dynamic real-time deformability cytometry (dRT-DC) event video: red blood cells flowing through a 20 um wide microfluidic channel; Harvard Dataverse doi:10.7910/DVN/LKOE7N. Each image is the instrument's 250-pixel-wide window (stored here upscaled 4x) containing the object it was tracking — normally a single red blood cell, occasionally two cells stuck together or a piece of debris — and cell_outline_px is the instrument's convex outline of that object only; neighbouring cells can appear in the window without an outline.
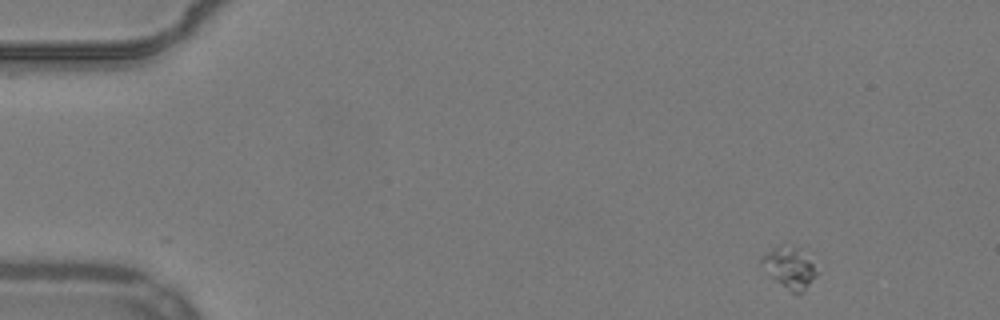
{"species": "common noctule bat (a hibernating species)", "species_latin": "Nyctalus noctula", "temperature_condition": "warm", "stored_images_in_passage": 50, "camera_frame_rate_fps": 3000, "um_per_image_px": 0.085, "animal": {"sex": "male", "body_mass_g": 19.2, "forearm_length_mm": 51.8}, "frame": {"image": 1, "passage_image": 1, "time_ms": 0.0, "image_size_px": [1000, 320], "cell_outline_px": [[820, 272], [804, 292], [792, 292], [776, 280], [760, 264], [760, 256], [772, 248], [780, 244], [796, 248]], "centroid_in_image_um": [67.09, 22.76], "position_along_channel_um": 17.9, "area_um2": 12.83}}
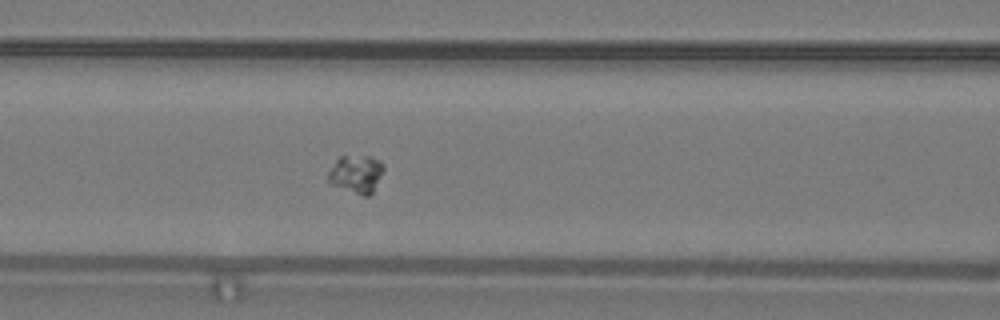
{"frame": {"image": 2, "passage_image": 19, "time_ms": 6.0, "image_size_px": [1000, 320], "cell_outline_px": [[384, 168], [372, 192], [368, 196], [364, 196], [332, 184], [328, 180], [328, 172], [336, 160], [340, 156], [372, 156], [380, 160], [384, 164]], "centroid_in_image_um": [30.29, 14.76], "position_along_channel_um": 136.3, "area_um2": 12.02}}
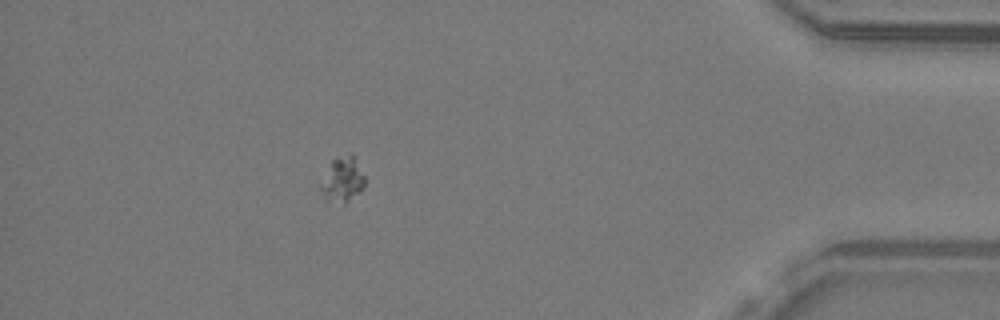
{"frame": {"image": 3, "passage_image": 44, "time_ms": 14.333, "image_size_px": [1000, 320], "cell_outline_px": [[364, 188], [344, 204], [324, 200], [320, 188], [320, 184], [332, 160], [348, 152], [352, 152], [364, 176]], "centroid_in_image_um": [29.1, 15.26], "position_along_channel_um": 406.1, "area_um2": 11.56}}